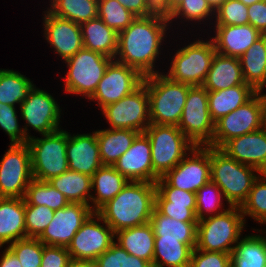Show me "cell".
<instances>
[{"instance_id": "f35d334b", "label": "cell", "mask_w": 266, "mask_h": 267, "mask_svg": "<svg viewBox=\"0 0 266 267\" xmlns=\"http://www.w3.org/2000/svg\"><path fill=\"white\" fill-rule=\"evenodd\" d=\"M224 199L225 198L223 196L221 189L215 183L210 181L207 184L203 185L196 192L195 216L197 220L205 218L206 215L213 216L226 211L227 209H224L222 207L223 206L222 200Z\"/></svg>"}, {"instance_id": "5bb4252c", "label": "cell", "mask_w": 266, "mask_h": 267, "mask_svg": "<svg viewBox=\"0 0 266 267\" xmlns=\"http://www.w3.org/2000/svg\"><path fill=\"white\" fill-rule=\"evenodd\" d=\"M100 221H103V225L99 223ZM114 238L113 229L93 212L74 235L67 249L71 259L95 261L111 247L115 242Z\"/></svg>"}, {"instance_id": "8fae6325", "label": "cell", "mask_w": 266, "mask_h": 267, "mask_svg": "<svg viewBox=\"0 0 266 267\" xmlns=\"http://www.w3.org/2000/svg\"><path fill=\"white\" fill-rule=\"evenodd\" d=\"M101 111L109 122V129H130L144 133L151 124L146 84L143 82L131 94L118 102L106 105Z\"/></svg>"}, {"instance_id": "277c9868", "label": "cell", "mask_w": 266, "mask_h": 267, "mask_svg": "<svg viewBox=\"0 0 266 267\" xmlns=\"http://www.w3.org/2000/svg\"><path fill=\"white\" fill-rule=\"evenodd\" d=\"M211 181L222 191L230 206L241 205L247 200L253 182L259 177L254 167L241 164L220 148L210 146ZM256 172V173H255Z\"/></svg>"}, {"instance_id": "680465c9", "label": "cell", "mask_w": 266, "mask_h": 267, "mask_svg": "<svg viewBox=\"0 0 266 267\" xmlns=\"http://www.w3.org/2000/svg\"><path fill=\"white\" fill-rule=\"evenodd\" d=\"M226 0H207L208 4L215 11L219 8Z\"/></svg>"}, {"instance_id": "7402d4cb", "label": "cell", "mask_w": 266, "mask_h": 267, "mask_svg": "<svg viewBox=\"0 0 266 267\" xmlns=\"http://www.w3.org/2000/svg\"><path fill=\"white\" fill-rule=\"evenodd\" d=\"M220 149L237 162L259 170L266 163V127L232 138Z\"/></svg>"}, {"instance_id": "11a10c76", "label": "cell", "mask_w": 266, "mask_h": 267, "mask_svg": "<svg viewBox=\"0 0 266 267\" xmlns=\"http://www.w3.org/2000/svg\"><path fill=\"white\" fill-rule=\"evenodd\" d=\"M136 17H142L144 14L145 0H117Z\"/></svg>"}, {"instance_id": "f5cc1de1", "label": "cell", "mask_w": 266, "mask_h": 267, "mask_svg": "<svg viewBox=\"0 0 266 267\" xmlns=\"http://www.w3.org/2000/svg\"><path fill=\"white\" fill-rule=\"evenodd\" d=\"M71 257L66 247L43 244L40 267H67Z\"/></svg>"}, {"instance_id": "7bdbcfd3", "label": "cell", "mask_w": 266, "mask_h": 267, "mask_svg": "<svg viewBox=\"0 0 266 267\" xmlns=\"http://www.w3.org/2000/svg\"><path fill=\"white\" fill-rule=\"evenodd\" d=\"M95 261L97 267H152L148 261L129 254L116 241Z\"/></svg>"}, {"instance_id": "8992f818", "label": "cell", "mask_w": 266, "mask_h": 267, "mask_svg": "<svg viewBox=\"0 0 266 267\" xmlns=\"http://www.w3.org/2000/svg\"><path fill=\"white\" fill-rule=\"evenodd\" d=\"M144 134L151 144L153 183L176 167L195 145L175 125L150 124Z\"/></svg>"}, {"instance_id": "836d02e7", "label": "cell", "mask_w": 266, "mask_h": 267, "mask_svg": "<svg viewBox=\"0 0 266 267\" xmlns=\"http://www.w3.org/2000/svg\"><path fill=\"white\" fill-rule=\"evenodd\" d=\"M194 248L179 240L155 239L152 267H189Z\"/></svg>"}, {"instance_id": "7c38bea8", "label": "cell", "mask_w": 266, "mask_h": 267, "mask_svg": "<svg viewBox=\"0 0 266 267\" xmlns=\"http://www.w3.org/2000/svg\"><path fill=\"white\" fill-rule=\"evenodd\" d=\"M177 127L195 146H208L212 142L214 122L209 114L208 91L203 86L189 89Z\"/></svg>"}, {"instance_id": "db71d44e", "label": "cell", "mask_w": 266, "mask_h": 267, "mask_svg": "<svg viewBox=\"0 0 266 267\" xmlns=\"http://www.w3.org/2000/svg\"><path fill=\"white\" fill-rule=\"evenodd\" d=\"M249 24L266 35V0L248 6Z\"/></svg>"}, {"instance_id": "9a60e30c", "label": "cell", "mask_w": 266, "mask_h": 267, "mask_svg": "<svg viewBox=\"0 0 266 267\" xmlns=\"http://www.w3.org/2000/svg\"><path fill=\"white\" fill-rule=\"evenodd\" d=\"M19 108L21 118L26 122L23 130L28 139L31 137L27 132L28 127L35 129L41 135L61 129L59 126L61 108L54 97L46 91L33 86Z\"/></svg>"}, {"instance_id": "1f68e13d", "label": "cell", "mask_w": 266, "mask_h": 267, "mask_svg": "<svg viewBox=\"0 0 266 267\" xmlns=\"http://www.w3.org/2000/svg\"><path fill=\"white\" fill-rule=\"evenodd\" d=\"M155 239L179 240L186 245L197 244V223L182 222L160 214L155 208L150 222Z\"/></svg>"}, {"instance_id": "74e56055", "label": "cell", "mask_w": 266, "mask_h": 267, "mask_svg": "<svg viewBox=\"0 0 266 267\" xmlns=\"http://www.w3.org/2000/svg\"><path fill=\"white\" fill-rule=\"evenodd\" d=\"M24 200L27 204L46 206L54 211L62 209L70 203L61 192L47 181L35 179L29 183Z\"/></svg>"}, {"instance_id": "9c48e42d", "label": "cell", "mask_w": 266, "mask_h": 267, "mask_svg": "<svg viewBox=\"0 0 266 267\" xmlns=\"http://www.w3.org/2000/svg\"><path fill=\"white\" fill-rule=\"evenodd\" d=\"M215 53L212 39L196 40L178 49L173 56L170 71L165 75L176 82L202 86Z\"/></svg>"}, {"instance_id": "816d5d0a", "label": "cell", "mask_w": 266, "mask_h": 267, "mask_svg": "<svg viewBox=\"0 0 266 267\" xmlns=\"http://www.w3.org/2000/svg\"><path fill=\"white\" fill-rule=\"evenodd\" d=\"M155 209L164 216L182 222H198L195 214L187 206L171 205L157 191L155 194Z\"/></svg>"}, {"instance_id": "d6986e66", "label": "cell", "mask_w": 266, "mask_h": 267, "mask_svg": "<svg viewBox=\"0 0 266 267\" xmlns=\"http://www.w3.org/2000/svg\"><path fill=\"white\" fill-rule=\"evenodd\" d=\"M43 16L44 36L64 61L84 47L80 24L58 17L48 9Z\"/></svg>"}, {"instance_id": "e575fe53", "label": "cell", "mask_w": 266, "mask_h": 267, "mask_svg": "<svg viewBox=\"0 0 266 267\" xmlns=\"http://www.w3.org/2000/svg\"><path fill=\"white\" fill-rule=\"evenodd\" d=\"M230 257L231 267H266L265 240L261 234L247 235L238 240Z\"/></svg>"}, {"instance_id": "7dc6e473", "label": "cell", "mask_w": 266, "mask_h": 267, "mask_svg": "<svg viewBox=\"0 0 266 267\" xmlns=\"http://www.w3.org/2000/svg\"><path fill=\"white\" fill-rule=\"evenodd\" d=\"M213 15V16H212ZM215 11L208 4L207 0H182L175 8V19H187L188 21H203L215 17ZM208 18V19H206Z\"/></svg>"}, {"instance_id": "bcb514c9", "label": "cell", "mask_w": 266, "mask_h": 267, "mask_svg": "<svg viewBox=\"0 0 266 267\" xmlns=\"http://www.w3.org/2000/svg\"><path fill=\"white\" fill-rule=\"evenodd\" d=\"M156 191L171 205L187 206L194 214L196 211V193L172 187L163 177L156 182Z\"/></svg>"}, {"instance_id": "6125c7cd", "label": "cell", "mask_w": 266, "mask_h": 267, "mask_svg": "<svg viewBox=\"0 0 266 267\" xmlns=\"http://www.w3.org/2000/svg\"><path fill=\"white\" fill-rule=\"evenodd\" d=\"M244 5L249 6L252 5L255 2L261 1V0H240Z\"/></svg>"}, {"instance_id": "e7e4bbea", "label": "cell", "mask_w": 266, "mask_h": 267, "mask_svg": "<svg viewBox=\"0 0 266 267\" xmlns=\"http://www.w3.org/2000/svg\"><path fill=\"white\" fill-rule=\"evenodd\" d=\"M264 233H266V230L264 231ZM262 238L265 240L266 243V236H262Z\"/></svg>"}, {"instance_id": "60d3db41", "label": "cell", "mask_w": 266, "mask_h": 267, "mask_svg": "<svg viewBox=\"0 0 266 267\" xmlns=\"http://www.w3.org/2000/svg\"><path fill=\"white\" fill-rule=\"evenodd\" d=\"M243 216L261 224L266 223V182L258 177L252 185L247 200L241 205Z\"/></svg>"}, {"instance_id": "4fadbf2b", "label": "cell", "mask_w": 266, "mask_h": 267, "mask_svg": "<svg viewBox=\"0 0 266 267\" xmlns=\"http://www.w3.org/2000/svg\"><path fill=\"white\" fill-rule=\"evenodd\" d=\"M32 180L28 144H10L0 161V197L24 198Z\"/></svg>"}, {"instance_id": "ffe728a7", "label": "cell", "mask_w": 266, "mask_h": 267, "mask_svg": "<svg viewBox=\"0 0 266 267\" xmlns=\"http://www.w3.org/2000/svg\"><path fill=\"white\" fill-rule=\"evenodd\" d=\"M114 167L128 181L153 183V166L149 138L144 133H140L133 141L129 150L114 164Z\"/></svg>"}, {"instance_id": "484cf974", "label": "cell", "mask_w": 266, "mask_h": 267, "mask_svg": "<svg viewBox=\"0 0 266 267\" xmlns=\"http://www.w3.org/2000/svg\"><path fill=\"white\" fill-rule=\"evenodd\" d=\"M83 46L114 60L118 49V33L99 17L80 24Z\"/></svg>"}, {"instance_id": "d590c367", "label": "cell", "mask_w": 266, "mask_h": 267, "mask_svg": "<svg viewBox=\"0 0 266 267\" xmlns=\"http://www.w3.org/2000/svg\"><path fill=\"white\" fill-rule=\"evenodd\" d=\"M34 84L20 72L0 69V103L15 106L24 102Z\"/></svg>"}, {"instance_id": "f1b7e54d", "label": "cell", "mask_w": 266, "mask_h": 267, "mask_svg": "<svg viewBox=\"0 0 266 267\" xmlns=\"http://www.w3.org/2000/svg\"><path fill=\"white\" fill-rule=\"evenodd\" d=\"M140 132L130 129H103L96 131L102 165L114 166L131 147Z\"/></svg>"}, {"instance_id": "ab89813d", "label": "cell", "mask_w": 266, "mask_h": 267, "mask_svg": "<svg viewBox=\"0 0 266 267\" xmlns=\"http://www.w3.org/2000/svg\"><path fill=\"white\" fill-rule=\"evenodd\" d=\"M98 17L117 33L125 30L135 19L117 0H98Z\"/></svg>"}, {"instance_id": "c3c4849f", "label": "cell", "mask_w": 266, "mask_h": 267, "mask_svg": "<svg viewBox=\"0 0 266 267\" xmlns=\"http://www.w3.org/2000/svg\"><path fill=\"white\" fill-rule=\"evenodd\" d=\"M15 106L0 103V128H2L10 138V144L27 143L23 128L20 129Z\"/></svg>"}, {"instance_id": "52a82bcc", "label": "cell", "mask_w": 266, "mask_h": 267, "mask_svg": "<svg viewBox=\"0 0 266 267\" xmlns=\"http://www.w3.org/2000/svg\"><path fill=\"white\" fill-rule=\"evenodd\" d=\"M42 136L41 138L31 136L27 144L31 152L33 179L48 181L69 170L66 155L68 132L59 129Z\"/></svg>"}, {"instance_id": "d4e9b609", "label": "cell", "mask_w": 266, "mask_h": 267, "mask_svg": "<svg viewBox=\"0 0 266 267\" xmlns=\"http://www.w3.org/2000/svg\"><path fill=\"white\" fill-rule=\"evenodd\" d=\"M239 58L215 53L210 70L203 83L208 91H220L244 84Z\"/></svg>"}, {"instance_id": "b9f144b4", "label": "cell", "mask_w": 266, "mask_h": 267, "mask_svg": "<svg viewBox=\"0 0 266 267\" xmlns=\"http://www.w3.org/2000/svg\"><path fill=\"white\" fill-rule=\"evenodd\" d=\"M20 261L22 267H40L43 243L38 238H24L7 247Z\"/></svg>"}, {"instance_id": "f907efd6", "label": "cell", "mask_w": 266, "mask_h": 267, "mask_svg": "<svg viewBox=\"0 0 266 267\" xmlns=\"http://www.w3.org/2000/svg\"><path fill=\"white\" fill-rule=\"evenodd\" d=\"M189 267H231L229 253L209 252L194 248Z\"/></svg>"}, {"instance_id": "6da1fadb", "label": "cell", "mask_w": 266, "mask_h": 267, "mask_svg": "<svg viewBox=\"0 0 266 267\" xmlns=\"http://www.w3.org/2000/svg\"><path fill=\"white\" fill-rule=\"evenodd\" d=\"M167 27L158 22L136 17L118 33L115 61L136 69L143 77L157 74L154 65L159 58Z\"/></svg>"}, {"instance_id": "2e32d148", "label": "cell", "mask_w": 266, "mask_h": 267, "mask_svg": "<svg viewBox=\"0 0 266 267\" xmlns=\"http://www.w3.org/2000/svg\"><path fill=\"white\" fill-rule=\"evenodd\" d=\"M188 156L163 178L172 187L196 193L211 181L210 146H195Z\"/></svg>"}, {"instance_id": "83f0119b", "label": "cell", "mask_w": 266, "mask_h": 267, "mask_svg": "<svg viewBox=\"0 0 266 267\" xmlns=\"http://www.w3.org/2000/svg\"><path fill=\"white\" fill-rule=\"evenodd\" d=\"M128 180L114 166L102 165L92 176V190L96 196H91L93 212H97L104 204L112 200L127 184Z\"/></svg>"}, {"instance_id": "9f6ffc18", "label": "cell", "mask_w": 266, "mask_h": 267, "mask_svg": "<svg viewBox=\"0 0 266 267\" xmlns=\"http://www.w3.org/2000/svg\"><path fill=\"white\" fill-rule=\"evenodd\" d=\"M0 267H22L18 258L6 247L1 258Z\"/></svg>"}, {"instance_id": "30bf717a", "label": "cell", "mask_w": 266, "mask_h": 267, "mask_svg": "<svg viewBox=\"0 0 266 267\" xmlns=\"http://www.w3.org/2000/svg\"><path fill=\"white\" fill-rule=\"evenodd\" d=\"M262 127H264L263 102L259 91L248 102L214 123L213 139L208 146L221 148L230 139Z\"/></svg>"}, {"instance_id": "f546056e", "label": "cell", "mask_w": 266, "mask_h": 267, "mask_svg": "<svg viewBox=\"0 0 266 267\" xmlns=\"http://www.w3.org/2000/svg\"><path fill=\"white\" fill-rule=\"evenodd\" d=\"M239 61L245 83L262 92L266 87V35L259 37Z\"/></svg>"}, {"instance_id": "be15d7a7", "label": "cell", "mask_w": 266, "mask_h": 267, "mask_svg": "<svg viewBox=\"0 0 266 267\" xmlns=\"http://www.w3.org/2000/svg\"><path fill=\"white\" fill-rule=\"evenodd\" d=\"M182 0H170L171 5L176 8Z\"/></svg>"}, {"instance_id": "4316f807", "label": "cell", "mask_w": 266, "mask_h": 267, "mask_svg": "<svg viewBox=\"0 0 266 267\" xmlns=\"http://www.w3.org/2000/svg\"><path fill=\"white\" fill-rule=\"evenodd\" d=\"M256 93L257 91L247 83L220 91L208 92L209 114L212 121L215 123L231 113L248 102Z\"/></svg>"}, {"instance_id": "f6af8a7d", "label": "cell", "mask_w": 266, "mask_h": 267, "mask_svg": "<svg viewBox=\"0 0 266 267\" xmlns=\"http://www.w3.org/2000/svg\"><path fill=\"white\" fill-rule=\"evenodd\" d=\"M215 25L249 24L248 6L240 0H226L215 10Z\"/></svg>"}, {"instance_id": "6f0895ef", "label": "cell", "mask_w": 266, "mask_h": 267, "mask_svg": "<svg viewBox=\"0 0 266 267\" xmlns=\"http://www.w3.org/2000/svg\"><path fill=\"white\" fill-rule=\"evenodd\" d=\"M67 267H97V264H96V261H93V260L71 259Z\"/></svg>"}, {"instance_id": "8d00e7d4", "label": "cell", "mask_w": 266, "mask_h": 267, "mask_svg": "<svg viewBox=\"0 0 266 267\" xmlns=\"http://www.w3.org/2000/svg\"><path fill=\"white\" fill-rule=\"evenodd\" d=\"M48 10L61 18L81 24L98 17V0H51Z\"/></svg>"}, {"instance_id": "44dd1931", "label": "cell", "mask_w": 266, "mask_h": 267, "mask_svg": "<svg viewBox=\"0 0 266 267\" xmlns=\"http://www.w3.org/2000/svg\"><path fill=\"white\" fill-rule=\"evenodd\" d=\"M66 155L69 170L92 176L102 166L96 131L73 136L68 133Z\"/></svg>"}, {"instance_id": "e0dca14e", "label": "cell", "mask_w": 266, "mask_h": 267, "mask_svg": "<svg viewBox=\"0 0 266 267\" xmlns=\"http://www.w3.org/2000/svg\"><path fill=\"white\" fill-rule=\"evenodd\" d=\"M143 79L136 69L112 60L90 100L97 101L102 109L131 94L143 83Z\"/></svg>"}, {"instance_id": "ee69618b", "label": "cell", "mask_w": 266, "mask_h": 267, "mask_svg": "<svg viewBox=\"0 0 266 267\" xmlns=\"http://www.w3.org/2000/svg\"><path fill=\"white\" fill-rule=\"evenodd\" d=\"M55 211L46 206L30 205L25 202L26 238H39L51 222Z\"/></svg>"}, {"instance_id": "603a6c76", "label": "cell", "mask_w": 266, "mask_h": 267, "mask_svg": "<svg viewBox=\"0 0 266 267\" xmlns=\"http://www.w3.org/2000/svg\"><path fill=\"white\" fill-rule=\"evenodd\" d=\"M212 41L217 53L240 58L263 34L250 24L215 25Z\"/></svg>"}, {"instance_id": "681fc988", "label": "cell", "mask_w": 266, "mask_h": 267, "mask_svg": "<svg viewBox=\"0 0 266 267\" xmlns=\"http://www.w3.org/2000/svg\"><path fill=\"white\" fill-rule=\"evenodd\" d=\"M142 18L168 27L175 18V8L171 5L170 0H145Z\"/></svg>"}, {"instance_id": "3957f363", "label": "cell", "mask_w": 266, "mask_h": 267, "mask_svg": "<svg viewBox=\"0 0 266 267\" xmlns=\"http://www.w3.org/2000/svg\"><path fill=\"white\" fill-rule=\"evenodd\" d=\"M143 82L149 96L150 123L178 126L192 86L173 81L160 72L144 77Z\"/></svg>"}, {"instance_id": "5b68a950", "label": "cell", "mask_w": 266, "mask_h": 267, "mask_svg": "<svg viewBox=\"0 0 266 267\" xmlns=\"http://www.w3.org/2000/svg\"><path fill=\"white\" fill-rule=\"evenodd\" d=\"M245 219L240 207L228 205L223 213L198 220L196 249L230 254L240 240Z\"/></svg>"}, {"instance_id": "ac0fdd59", "label": "cell", "mask_w": 266, "mask_h": 267, "mask_svg": "<svg viewBox=\"0 0 266 267\" xmlns=\"http://www.w3.org/2000/svg\"><path fill=\"white\" fill-rule=\"evenodd\" d=\"M92 213L90 205L69 203L64 208L55 210L51 222L38 239L45 245L67 248Z\"/></svg>"}, {"instance_id": "ba28073f", "label": "cell", "mask_w": 266, "mask_h": 267, "mask_svg": "<svg viewBox=\"0 0 266 267\" xmlns=\"http://www.w3.org/2000/svg\"><path fill=\"white\" fill-rule=\"evenodd\" d=\"M112 58L82 48L65 61L68 71L65 76V91L91 98Z\"/></svg>"}, {"instance_id": "7a4b0ae2", "label": "cell", "mask_w": 266, "mask_h": 267, "mask_svg": "<svg viewBox=\"0 0 266 267\" xmlns=\"http://www.w3.org/2000/svg\"><path fill=\"white\" fill-rule=\"evenodd\" d=\"M156 185L152 182L128 181L123 189L96 213L116 233L150 222L155 208Z\"/></svg>"}, {"instance_id": "cb8c5ba5", "label": "cell", "mask_w": 266, "mask_h": 267, "mask_svg": "<svg viewBox=\"0 0 266 267\" xmlns=\"http://www.w3.org/2000/svg\"><path fill=\"white\" fill-rule=\"evenodd\" d=\"M24 198L0 197V248L26 238Z\"/></svg>"}, {"instance_id": "4dcf8cb0", "label": "cell", "mask_w": 266, "mask_h": 267, "mask_svg": "<svg viewBox=\"0 0 266 267\" xmlns=\"http://www.w3.org/2000/svg\"><path fill=\"white\" fill-rule=\"evenodd\" d=\"M115 239L129 254L148 261L152 265L155 235L150 223L123 229L115 233Z\"/></svg>"}, {"instance_id": "91938a15", "label": "cell", "mask_w": 266, "mask_h": 267, "mask_svg": "<svg viewBox=\"0 0 266 267\" xmlns=\"http://www.w3.org/2000/svg\"><path fill=\"white\" fill-rule=\"evenodd\" d=\"M260 94H261V99L263 102L264 126L266 127V94L262 95L261 91H260Z\"/></svg>"}, {"instance_id": "94428289", "label": "cell", "mask_w": 266, "mask_h": 267, "mask_svg": "<svg viewBox=\"0 0 266 267\" xmlns=\"http://www.w3.org/2000/svg\"><path fill=\"white\" fill-rule=\"evenodd\" d=\"M258 176L266 182V163L258 170Z\"/></svg>"}, {"instance_id": "d6a6232c", "label": "cell", "mask_w": 266, "mask_h": 267, "mask_svg": "<svg viewBox=\"0 0 266 267\" xmlns=\"http://www.w3.org/2000/svg\"><path fill=\"white\" fill-rule=\"evenodd\" d=\"M55 189L61 192L70 203L90 205L92 190L91 176L67 170L61 175L47 181ZM91 193V194H90Z\"/></svg>"}]
</instances>
